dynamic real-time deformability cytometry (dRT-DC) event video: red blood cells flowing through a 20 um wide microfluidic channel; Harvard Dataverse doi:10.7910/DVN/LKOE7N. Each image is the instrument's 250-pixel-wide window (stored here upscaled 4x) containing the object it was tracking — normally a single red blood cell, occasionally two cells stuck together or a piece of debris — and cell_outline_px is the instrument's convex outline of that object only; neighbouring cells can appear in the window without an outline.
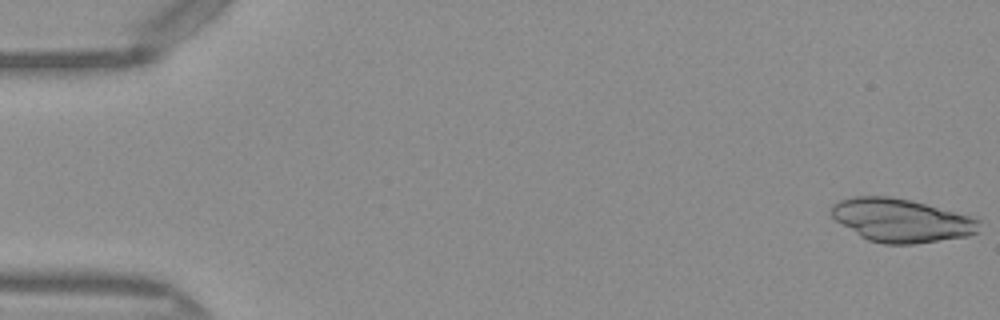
{"species": "Egyptian fruit bat (a non-hibernating species)", "species_latin": "Rousettus aegyptiacus", "temperature_condition": "warm", "stored_images_in_passage": 49, "camera_frame_rate_fps": 3000, "um_per_image_px": 0.085, "frame": {"image": 1, "passage_image": 1, "time_ms": 0.0, "image_size_px": [1000, 320], "cell_outline_px": [[980, 232], [968, 236], [912, 244], [884, 244], [868, 240], [860, 236], [836, 220], [832, 216], [832, 204], [840, 200], [852, 196], [888, 196], [908, 200], [924, 204], [968, 216], [980, 220]], "centroid_in_image_um": [76.6, 18.74], "position_along_channel_um": 8.4, "area_um2": 36.88}}